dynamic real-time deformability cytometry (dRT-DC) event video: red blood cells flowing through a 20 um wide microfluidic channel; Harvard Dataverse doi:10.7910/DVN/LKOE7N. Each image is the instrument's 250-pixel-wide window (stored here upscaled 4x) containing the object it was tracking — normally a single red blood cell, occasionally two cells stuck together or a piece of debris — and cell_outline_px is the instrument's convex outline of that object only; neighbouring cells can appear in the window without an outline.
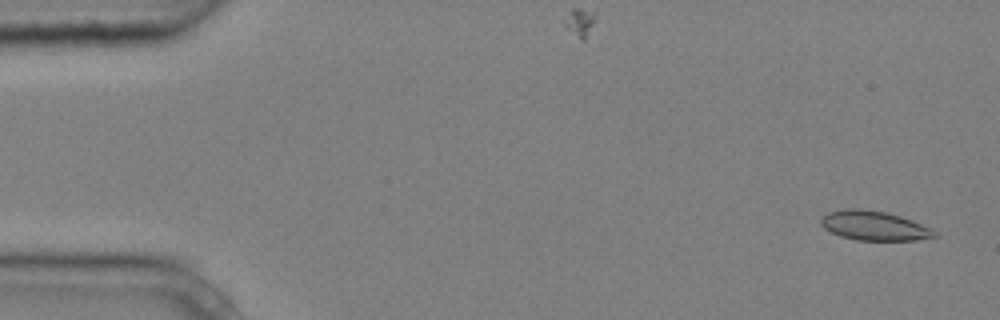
{"species": "common noctule bat (a hibernating species)", "species_latin": "Nyctalus noctula", "temperature_condition": "cold", "stored_images_in_passage": 6, "camera_frame_rate_fps": 3000, "um_per_image_px": 0.085, "animal": {"sex": "male", "body_mass_g": 20.4}, "frame": {"image": 1, "passage_image": 1, "time_ms": 0.0, "image_size_px": [1000, 320], "cell_outline_px": [[940, 236], [916, 240], [856, 240], [840, 236], [824, 228], [820, 224], [820, 216], [828, 212], [848, 208], [860, 208], [888, 212], [912, 220], [936, 232]], "centroid_in_image_um": [74.26, 19.17], "position_along_channel_um": 10.7, "area_um2": 19.54}}
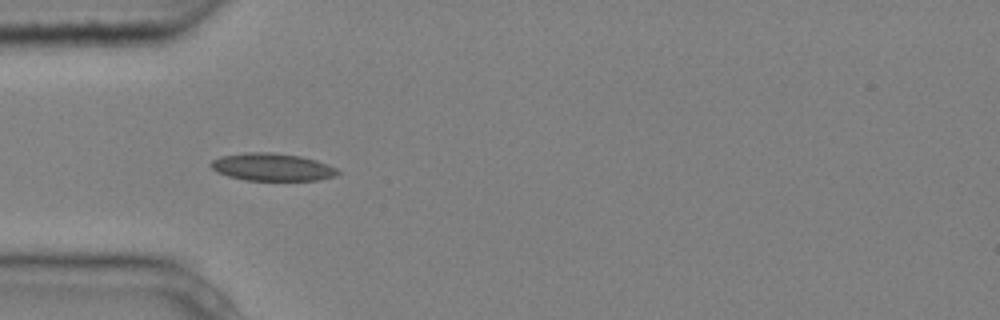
{"frame": {"image": 2, "passage_image": 5, "time_ms": 1.333, "image_size_px": [1000, 320], "cell_outline_px": [[340, 172], [336, 176], [316, 180], [244, 180], [228, 176], [216, 172], [208, 164], [212, 160], [220, 156], [248, 152], [272, 152], [300, 156], [316, 160], [328, 164], [336, 168]], "centroid_in_image_um": [23.11, 14.2], "position_along_channel_um": 61.9, "area_um2": 20.46}}
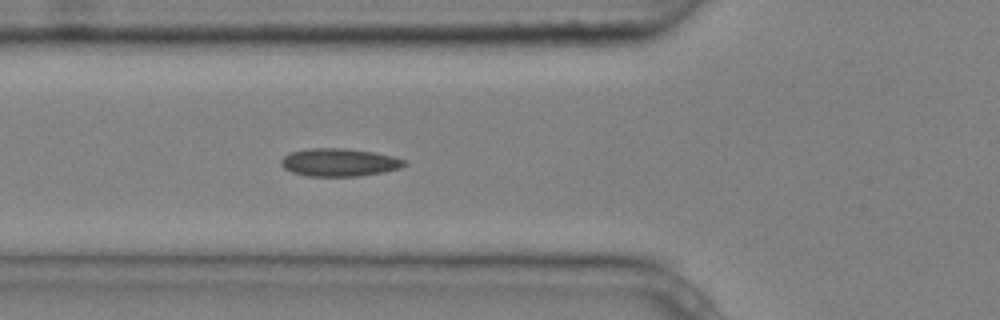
{"frame": {"image": 3, "passage_image": 6, "time_ms": 1.667, "image_size_px": [1000, 320], "cell_outline_px": [[408, 164], [400, 168], [384, 172], [360, 176], [308, 176], [292, 172], [284, 168], [280, 164], [280, 160], [288, 152], [308, 148], [344, 148], [372, 152], [392, 156], [404, 160]], "centroid_in_image_um": [28.8, 13.8], "position_along_channel_um": 97.0, "area_um2": 20.11}}